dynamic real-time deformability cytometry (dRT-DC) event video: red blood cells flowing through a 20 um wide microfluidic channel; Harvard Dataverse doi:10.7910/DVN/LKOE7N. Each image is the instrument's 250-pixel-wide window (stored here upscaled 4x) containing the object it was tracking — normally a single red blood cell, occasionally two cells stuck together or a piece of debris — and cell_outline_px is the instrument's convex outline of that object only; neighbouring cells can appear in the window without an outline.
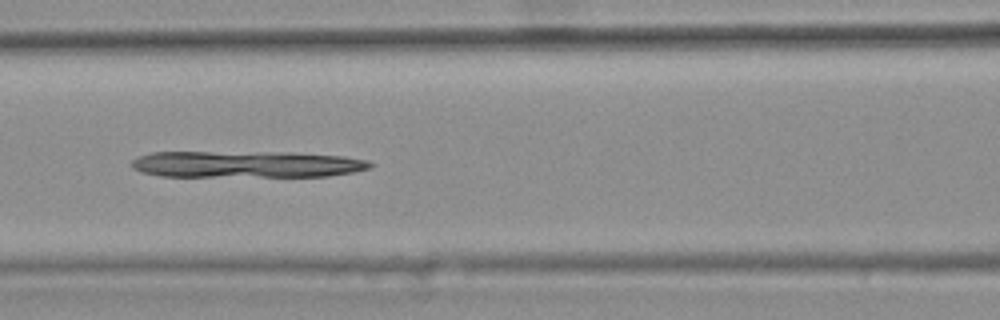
{"species": "common noctule bat (a hibernating species)", "species_latin": "Nyctalus noctula", "temperature_condition": "warm", "stored_images_in_passage": 32, "camera_frame_rate_fps": 3000, "um_per_image_px": 0.085, "animal": {"sex": "female", "body_mass_g": 25.1}, "frame": {"image": 1, "passage_image": 9, "time_ms": 2.667, "image_size_px": [1000, 320], "cell_outline_px": [[372, 164], [368, 168], [352, 172], [328, 176], [160, 176], [140, 172], [132, 168], [128, 164], [132, 160], [140, 156], [152, 152], [288, 152], [344, 156], [368, 160]], "centroid_in_image_um": [20.9, 13.96], "position_along_channel_um": 145.7, "area_um2": 37.11}}
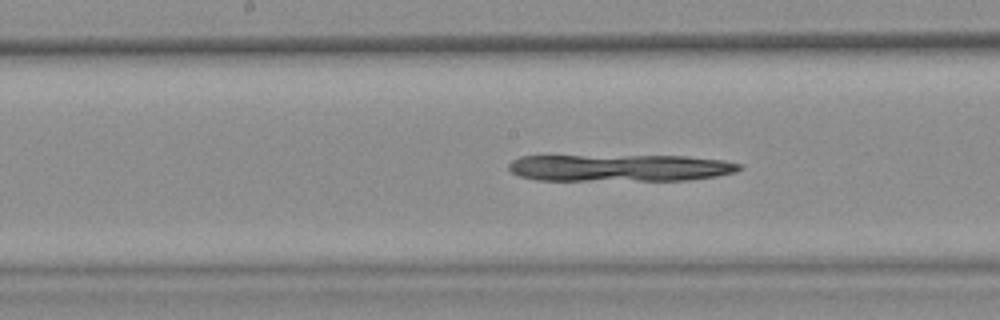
{"frame": {"image": 2, "passage_image": 13, "time_ms": 4.0, "image_size_px": [1000, 320], "cell_outline_px": [[744, 168], [736, 172], [716, 176], [688, 180], [536, 180], [520, 176], [512, 172], [508, 168], [508, 164], [512, 160], [520, 156], [688, 156], [724, 160], [744, 164]], "centroid_in_image_um": [52.75, 14.26], "position_along_channel_um": 195.4, "area_um2": 36.53}}